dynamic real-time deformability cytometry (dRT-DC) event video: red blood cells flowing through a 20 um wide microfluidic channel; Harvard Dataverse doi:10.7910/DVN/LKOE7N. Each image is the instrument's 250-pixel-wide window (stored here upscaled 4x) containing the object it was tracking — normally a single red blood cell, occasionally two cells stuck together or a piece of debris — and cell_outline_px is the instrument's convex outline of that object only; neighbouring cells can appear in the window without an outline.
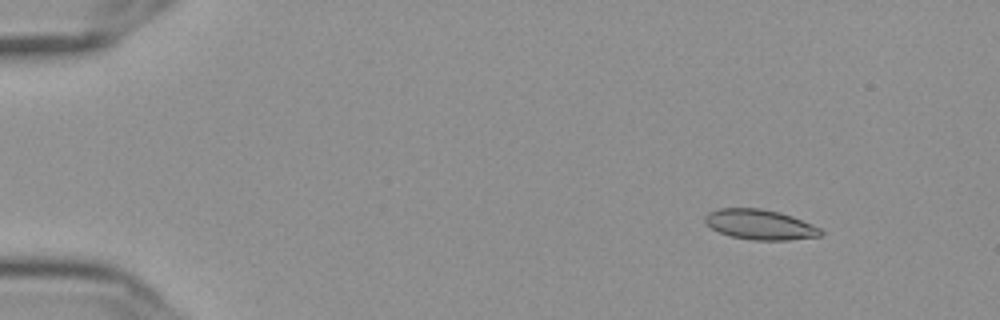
{"species": "Egyptian fruit bat (a non-hibernating species)", "species_latin": "Rousettus aegyptiacus", "temperature_condition": "cold", "stored_images_in_passage": 56, "camera_frame_rate_fps": 3000, "um_per_image_px": 0.085, "frame": {"image": 1, "passage_image": 6, "time_ms": 1.667, "image_size_px": [1000, 320], "cell_outline_px": [[824, 232], [820, 236], [788, 240], [752, 240], [732, 236], [720, 232], [712, 228], [704, 220], [704, 216], [708, 212], [720, 208], [760, 208], [780, 212], [792, 216], [820, 228]], "centroid_in_image_um": [64.6, 19.08], "position_along_channel_um": 20.4, "area_um2": 20.17}}
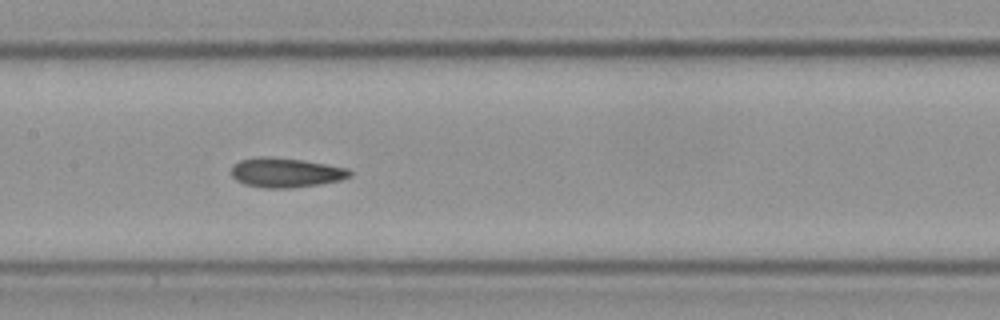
{"frame": {"image": 2, "passage_image": 28, "time_ms": 9.0, "image_size_px": [1000, 320], "cell_outline_px": [[352, 176], [340, 180], [320, 184], [292, 188], [264, 188], [244, 184], [236, 180], [232, 176], [232, 164], [240, 160], [260, 156], [268, 156], [300, 160], [348, 168], [352, 172]], "centroid_in_image_um": [24.27, 14.67], "position_along_channel_um": 183.1, "area_um2": 20.4}}
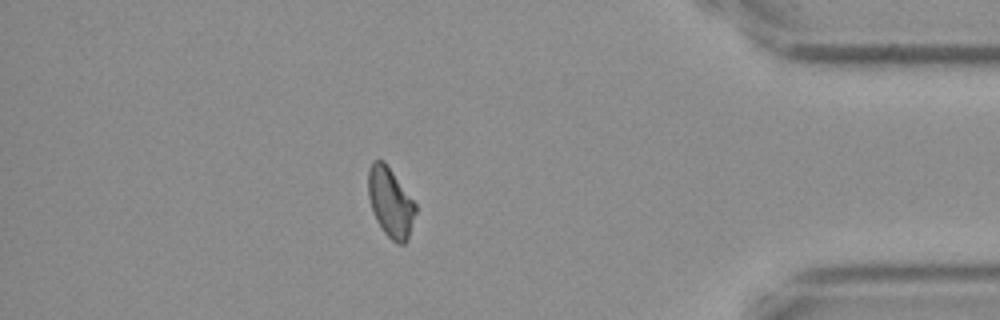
{"frame": {"image": 3, "passage_image": 49, "time_ms": 16.0, "image_size_px": [1000, 320], "cell_outline_px": [[416, 212], [408, 240], [404, 244], [396, 244], [384, 232], [376, 220], [368, 196], [368, 168], [372, 160], [384, 160], [416, 204]], "centroid_in_image_um": [33.19, 17.2], "position_along_channel_um": 402.0, "area_um2": 19.19}, "authors_computed_cell_mechanics": {"area_um2": 19.7676, "velocity_mm_per_s": 3.6069, "shape_relaxation_time_tau1_ms": null, "shape_relaxation_time_tau2_ms": 3.5922, "deformation_change_tau1": null, "deformation_change_tau2": 0.0702}}